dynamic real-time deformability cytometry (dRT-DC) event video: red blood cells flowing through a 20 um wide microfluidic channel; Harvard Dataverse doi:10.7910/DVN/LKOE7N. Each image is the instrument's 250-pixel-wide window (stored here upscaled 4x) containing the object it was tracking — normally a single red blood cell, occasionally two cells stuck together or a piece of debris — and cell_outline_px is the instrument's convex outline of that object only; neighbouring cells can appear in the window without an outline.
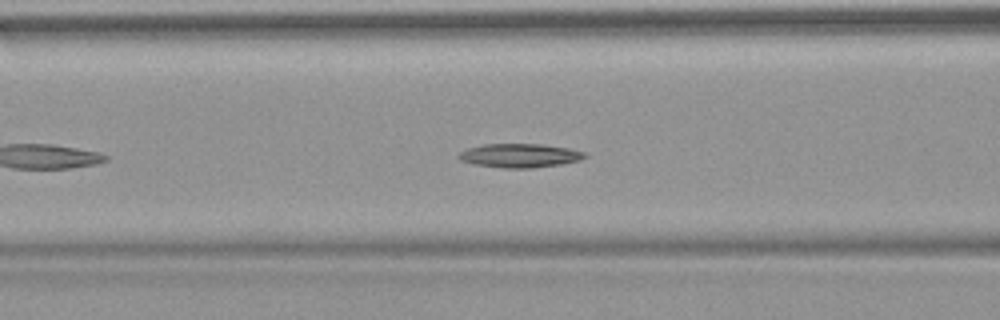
{"species": "common noctule bat (a hibernating species)", "species_latin": "Nyctalus noctula", "temperature_condition": "warm", "stored_images_in_passage": 42, "camera_frame_rate_fps": 3000, "um_per_image_px": 0.085, "animal": {"sex": "female", "body_mass_g": 18.4}, "frame": {"image": 1, "passage_image": 10, "time_ms": 3.0, "image_size_px": [1000, 320], "cell_outline_px": [[588, 156], [580, 160], [560, 164], [532, 168], [500, 168], [472, 164], [460, 160], [456, 156], [460, 152], [468, 148], [484, 144], [544, 144], [568, 148], [584, 152]], "centroid_in_image_um": [44.15, 13.22], "position_along_channel_um": 122.4, "area_um2": 17.63}}
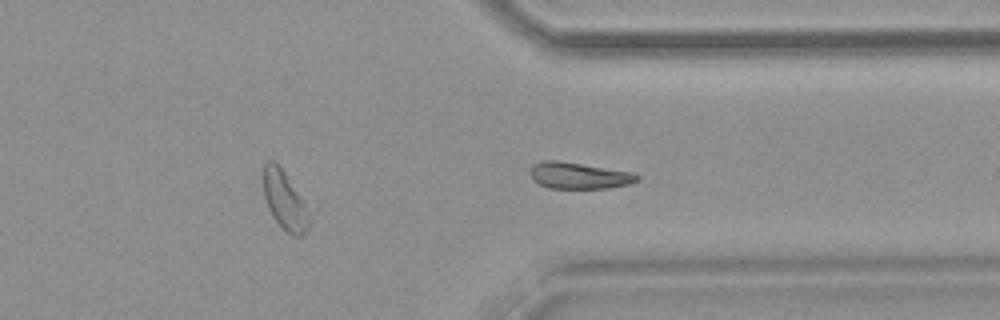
{"frame": {"image": 2, "passage_image": 29, "time_ms": 9.333, "image_size_px": [1000, 320], "cell_outline_px": [[640, 180], [628, 184], [608, 188], [548, 188], [532, 180], [532, 164], [540, 160], [556, 160], [636, 172], [640, 176]], "centroid_in_image_um": [49.25, 14.91], "position_along_channel_um": 362.1, "area_um2": 16.59}}
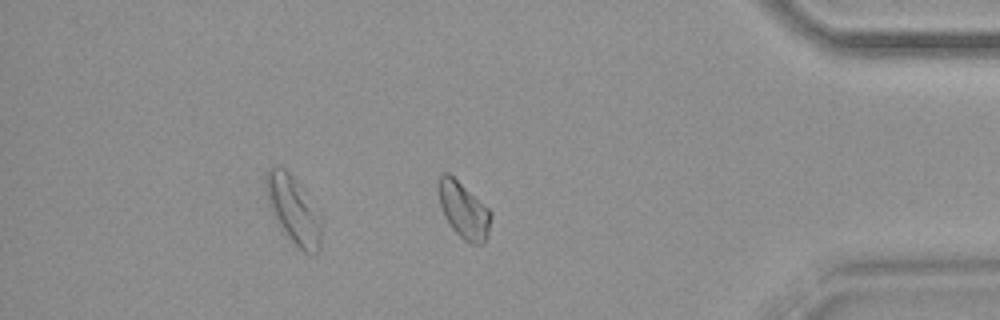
{"frame": {"image": 3, "passage_image": 34, "time_ms": 11.0, "image_size_px": [1000, 320], "cell_outline_px": [[492, 216], [488, 232], [484, 244], [468, 244], [452, 228], [444, 216], [440, 204], [440, 176], [444, 172], [448, 172], [488, 208], [492, 212]], "centroid_in_image_um": [39.44, 17.92], "position_along_channel_um": 395.8, "area_um2": 16.76}}